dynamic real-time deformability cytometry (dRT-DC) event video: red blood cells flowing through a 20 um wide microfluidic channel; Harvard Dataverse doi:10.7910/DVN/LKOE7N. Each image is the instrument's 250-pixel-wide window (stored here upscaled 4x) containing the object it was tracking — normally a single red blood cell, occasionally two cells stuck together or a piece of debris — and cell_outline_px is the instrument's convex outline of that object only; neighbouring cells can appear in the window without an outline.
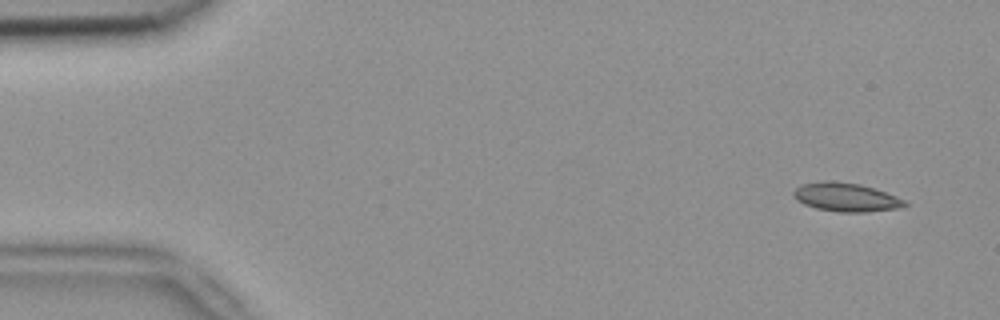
{"species": "common noctule bat (a hibernating species)", "species_latin": "Nyctalus noctula", "temperature_condition": "room temperature", "stored_images_in_passage": 7, "camera_frame_rate_fps": 3000, "um_per_image_px": 0.085, "animal": {"sex": "female", "body_mass_g": 18.4}, "frame": {"image": 1, "passage_image": 1, "time_ms": 0.0, "image_size_px": [1000, 320], "cell_outline_px": [[908, 204], [900, 208], [864, 212], [840, 212], [816, 208], [804, 204], [796, 200], [792, 196], [792, 192], [800, 184], [824, 180], [832, 180], [860, 184], [896, 196], [904, 200]], "centroid_in_image_um": [71.85, 16.75], "position_along_channel_um": 13.1, "area_um2": 18.61}}
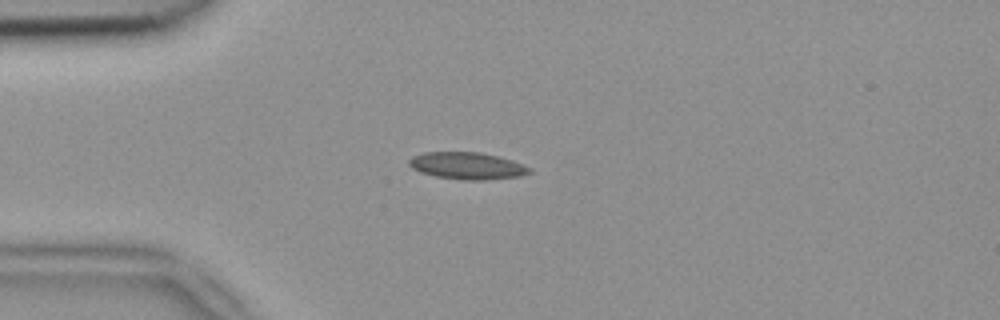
{"frame": {"image": 2, "passage_image": 4, "time_ms": 1.0, "image_size_px": [1000, 320], "cell_outline_px": [[532, 172], [520, 176], [484, 180], [464, 180], [436, 176], [420, 172], [412, 168], [408, 164], [408, 160], [412, 156], [424, 152], [480, 152], [512, 160], [532, 168]], "centroid_in_image_um": [39.7, 14.09], "position_along_channel_um": 45.3, "area_um2": 18.96}}